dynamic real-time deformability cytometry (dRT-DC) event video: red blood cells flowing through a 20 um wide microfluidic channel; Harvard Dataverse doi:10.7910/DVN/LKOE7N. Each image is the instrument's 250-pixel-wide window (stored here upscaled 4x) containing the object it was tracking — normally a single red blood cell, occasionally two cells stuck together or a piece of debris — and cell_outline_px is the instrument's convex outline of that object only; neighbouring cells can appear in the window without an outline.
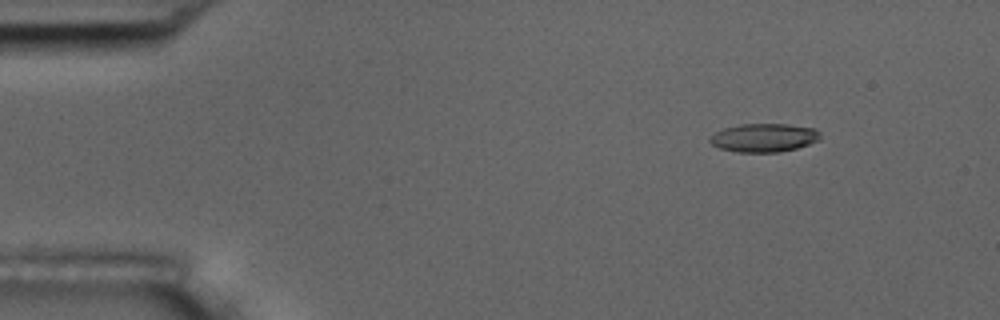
{"species": "common noctule bat (a hibernating species)", "species_latin": "Nyctalus noctula", "temperature_condition": "room temperature", "stored_images_in_passage": 5, "camera_frame_rate_fps": 3000, "um_per_image_px": 0.085, "animal": {"sex": "male", "body_mass_g": 17.5, "forearm_length_mm": 52.3}, "frame": {"image": 1, "passage_image": 2, "time_ms": 1.333, "image_size_px": [1000, 320], "cell_outline_px": [[820, 140], [796, 148], [780, 152], [736, 152], [720, 148], [712, 144], [708, 140], [716, 132], [724, 128], [740, 124], [788, 124], [816, 128], [820, 132]], "centroid_in_image_um": [64.96, 11.7], "position_along_channel_um": 20.0, "area_um2": 18.32}}
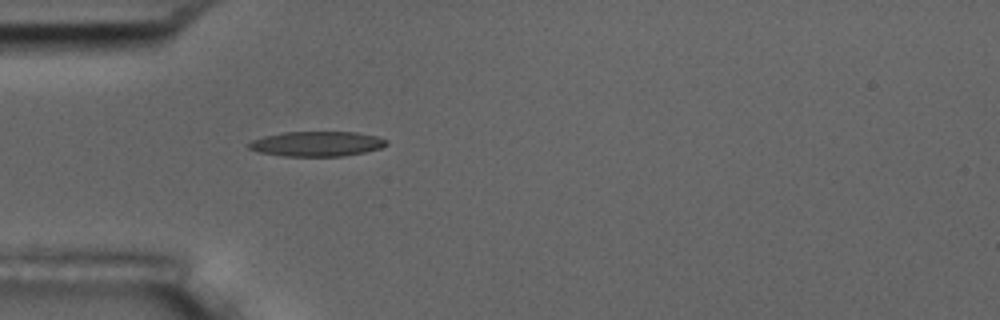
{"frame": {"image": 2, "passage_image": 5, "time_ms": 4.667, "image_size_px": [1000, 320], "cell_outline_px": [[388, 144], [380, 148], [364, 152], [344, 156], [284, 156], [260, 152], [248, 148], [244, 144], [252, 140], [264, 136], [284, 132], [356, 132], [376, 136], [388, 140]], "centroid_in_image_um": [26.91, 12.22], "position_along_channel_um": 58.1, "area_um2": 20.06}}